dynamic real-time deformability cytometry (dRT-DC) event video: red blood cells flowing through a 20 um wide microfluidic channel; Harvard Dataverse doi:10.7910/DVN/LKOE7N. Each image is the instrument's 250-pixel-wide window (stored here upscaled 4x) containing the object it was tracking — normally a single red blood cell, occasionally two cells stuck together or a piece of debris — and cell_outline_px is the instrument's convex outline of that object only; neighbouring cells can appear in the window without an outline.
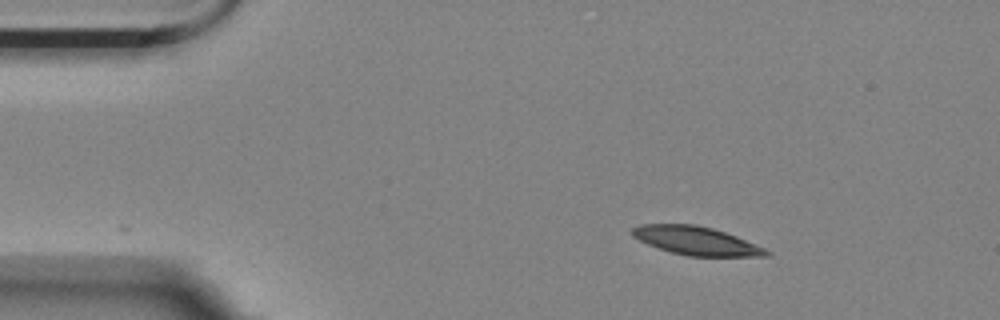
{"species": "Egyptian fruit bat (a non-hibernating species)", "species_latin": "Rousettus aegyptiacus", "temperature_condition": "room temperature", "stored_images_in_passage": 49, "camera_frame_rate_fps": 3000, "um_per_image_px": 0.085, "animal": {"sex": "female"}, "frame": {"image": 1, "passage_image": 1, "time_ms": 0.0, "image_size_px": [1000, 320], "cell_outline_px": [[772, 252], [768, 256], [688, 256], [672, 252], [648, 244], [632, 236], [632, 228], [640, 224], [696, 224], [712, 228], [736, 236], [764, 248]], "centroid_in_image_um": [59.18, 20.46], "position_along_channel_um": 25.8, "area_um2": 21.96}}
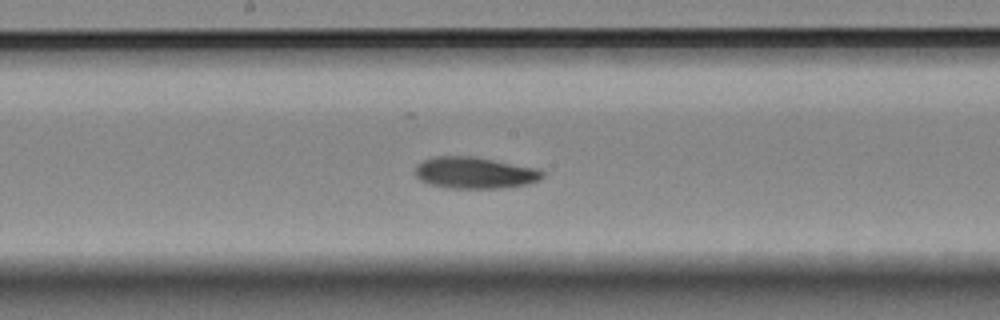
{"frame": {"image": 2, "passage_image": 22, "time_ms": 7.0, "image_size_px": [1000, 320], "cell_outline_px": [[544, 176], [540, 180], [528, 184], [508, 188], [444, 188], [428, 184], [420, 180], [416, 176], [416, 164], [424, 160], [436, 156], [472, 156], [536, 168], [544, 172]], "centroid_in_image_um": [40.35, 14.7], "position_along_channel_um": 207.9, "area_um2": 23.52}}
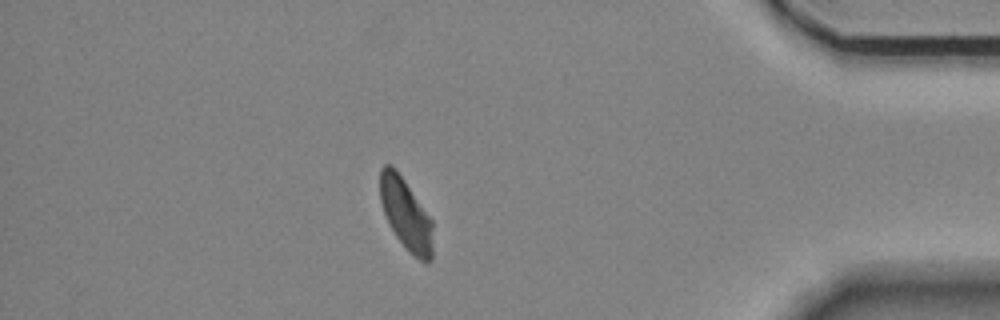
{"frame": {"image": 3, "passage_image": 42, "time_ms": 13.667, "image_size_px": [1000, 320], "cell_outline_px": [[432, 260], [420, 260], [396, 236], [388, 224], [380, 200], [380, 168], [384, 164], [392, 164], [396, 168], [432, 220]], "centroid_in_image_um": [34.47, 18.13], "position_along_channel_um": 400.7, "area_um2": 21.56}, "authors_computed_cell_mechanics": {"area_um2": 23.0044, "velocity_mm_per_s": 3.4823, "shape_relaxation_time_tau1_ms": 4.0992, "shape_relaxation_time_tau2_ms": 5.5129, "deformation_change_tau1": 0.1248, "deformation_change_tau2": 0.1009}}